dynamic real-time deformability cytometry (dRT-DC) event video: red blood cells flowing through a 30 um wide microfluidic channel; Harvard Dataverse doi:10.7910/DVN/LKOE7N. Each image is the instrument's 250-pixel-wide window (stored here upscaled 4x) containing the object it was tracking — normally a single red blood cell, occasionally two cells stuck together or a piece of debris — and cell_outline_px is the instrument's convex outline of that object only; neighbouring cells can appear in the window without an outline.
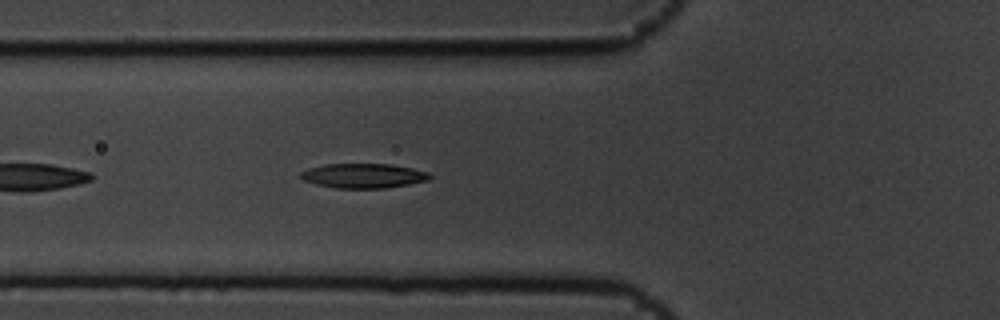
{"species": "common noctule bat (a hibernating species)", "species_latin": "Nyctalus noctula", "temperature_condition": "cold", "stored_images_in_passage": 6, "camera_frame_rate_fps": 3000, "um_per_image_px": 0.085, "animal": {"sex": "male", "body_mass_g": 19.5, "forearm_length_mm": 54.6}, "frame": {"image": 1, "passage_image": 6, "time_ms": 1.667, "image_size_px": [1000, 320], "cell_outline_px": [[432, 176], [428, 180], [408, 184], [384, 188], [336, 188], [316, 184], [304, 180], [300, 176], [300, 172], [308, 168], [324, 164], [392, 164], [412, 168], [428, 172]], "centroid_in_image_um": [30.88, 14.93], "position_along_channel_um": 94.9, "area_um2": 18.44}}